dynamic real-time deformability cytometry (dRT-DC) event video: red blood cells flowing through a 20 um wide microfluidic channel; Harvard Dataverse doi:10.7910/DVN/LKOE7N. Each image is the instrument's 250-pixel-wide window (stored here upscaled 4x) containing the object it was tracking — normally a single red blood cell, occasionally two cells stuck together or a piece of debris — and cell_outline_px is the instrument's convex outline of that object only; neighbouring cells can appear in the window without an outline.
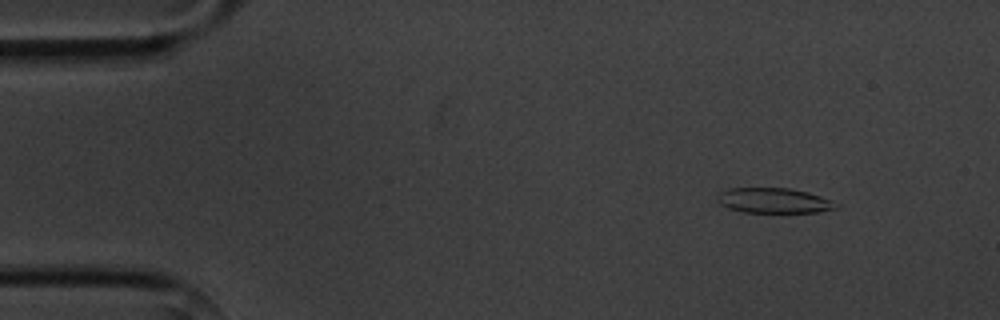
{"species": "common noctule bat (a hibernating species)", "species_latin": "Nyctalus noctula", "temperature_condition": "cold", "stored_images_in_passage": 6, "camera_frame_rate_fps": 3000, "um_per_image_px": 0.085, "animal": {"sex": "male", "body_mass_g": 20.1, "forearm_length_mm": 53.5}, "frame": {"image": 1, "passage_image": 2, "time_ms": 1.0, "image_size_px": [1000, 320], "cell_outline_px": [[840, 208], [816, 212], [744, 212], [728, 208], [720, 204], [716, 200], [716, 196], [720, 192], [728, 188], [788, 188], [808, 192], [832, 200], [840, 204]], "centroid_in_image_um": [65.79, 17.04], "position_along_channel_um": 19.2, "area_um2": 17.51}}
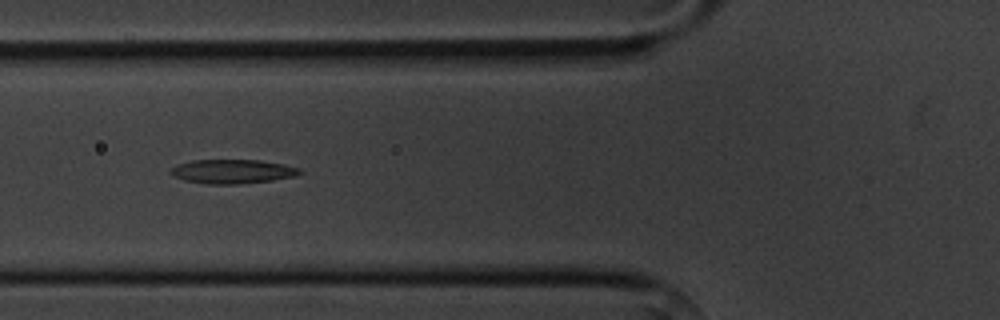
{"frame": {"image": 2, "passage_image": 6, "time_ms": 5.667, "image_size_px": [1000, 320], "cell_outline_px": [[300, 172], [296, 176], [272, 180], [240, 184], [208, 184], [184, 180], [172, 176], [168, 172], [172, 168], [180, 164], [192, 160], [260, 160], [284, 164], [300, 168]], "centroid_in_image_um": [19.75, 14.57], "position_along_channel_um": 106.1, "area_um2": 18.09}}